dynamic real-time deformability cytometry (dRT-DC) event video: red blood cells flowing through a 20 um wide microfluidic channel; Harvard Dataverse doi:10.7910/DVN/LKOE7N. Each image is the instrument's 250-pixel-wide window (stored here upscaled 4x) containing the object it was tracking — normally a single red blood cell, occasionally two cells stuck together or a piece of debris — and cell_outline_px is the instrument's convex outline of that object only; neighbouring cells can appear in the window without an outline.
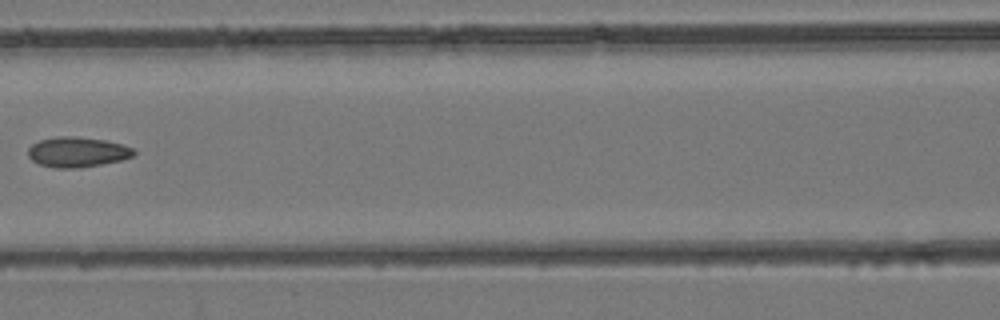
{"species": "common noctule bat (a hibernating species)", "species_latin": "Nyctalus noctula", "temperature_condition": "room temperature", "stored_images_in_passage": 6, "camera_frame_rate_fps": 3000, "um_per_image_px": 0.085, "animal": {"sex": "female", "body_mass_g": 24.6, "forearm_length_mm": 56.2}, "frame": {"image": 1, "passage_image": 6, "time_ms": 6.333, "image_size_px": [1000, 320], "cell_outline_px": [[136, 152], [132, 156], [120, 160], [100, 164], [76, 168], [52, 168], [40, 164], [32, 160], [28, 156], [28, 148], [32, 144], [40, 140], [56, 136], [76, 136], [104, 140], [120, 144], [132, 148]], "centroid_in_image_um": [6.52, 12.92], "position_along_channel_um": 160.1, "area_um2": 18.44}}